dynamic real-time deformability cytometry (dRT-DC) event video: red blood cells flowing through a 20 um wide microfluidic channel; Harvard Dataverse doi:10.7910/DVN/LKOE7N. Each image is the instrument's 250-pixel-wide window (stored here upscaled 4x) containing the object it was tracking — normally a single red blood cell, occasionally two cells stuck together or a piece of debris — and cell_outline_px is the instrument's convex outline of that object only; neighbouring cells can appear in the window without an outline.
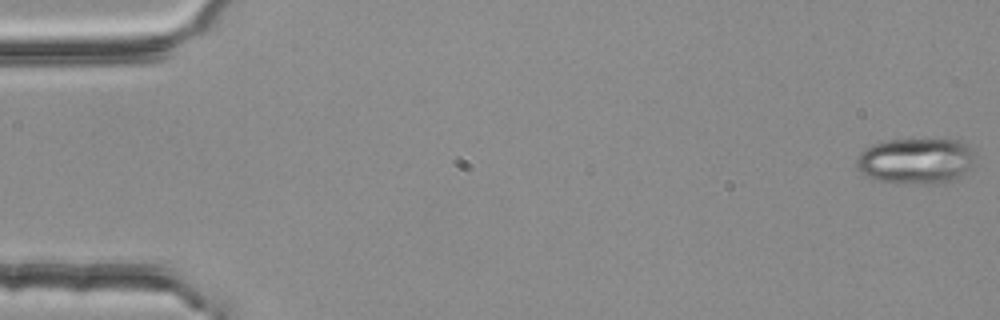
{"species": "common noctule bat (a hibernating species)", "species_latin": "Nyctalus noctula", "temperature_condition": "room temperature", "stored_images_in_passage": 6, "camera_frame_rate_fps": 3000, "um_per_image_px": 0.085, "animal": {"sex": "female", "body_mass_g": 25.1}, "frame": {"image": 1, "passage_image": 1, "time_ms": 0.0, "image_size_px": [1000, 320], "cell_outline_px": [[976, 164], [960, 176], [952, 180], [936, 184], [924, 184], [876, 180], [860, 172], [856, 168], [856, 160], [860, 152], [864, 148], [872, 144], [888, 140], [964, 140], [972, 148], [976, 156]], "centroid_in_image_um": [77.9, 13.67], "position_along_channel_um": 7.1, "area_um2": 32.02}}